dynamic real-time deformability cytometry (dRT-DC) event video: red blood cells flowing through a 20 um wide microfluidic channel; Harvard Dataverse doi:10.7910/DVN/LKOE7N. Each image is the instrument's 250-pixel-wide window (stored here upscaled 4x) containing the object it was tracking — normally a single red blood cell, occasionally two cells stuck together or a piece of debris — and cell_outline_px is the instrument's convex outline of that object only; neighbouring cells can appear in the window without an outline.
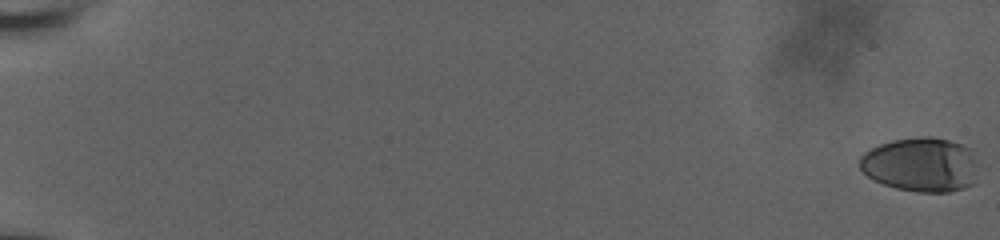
{"species": "human", "species_latin": "Homo sapiens", "temperature_condition": "room temperature", "stored_images_in_passage": 61, "camera_frame_rate_fps": 3000, "um_per_image_px": 0.085, "donor": {"sex": "male"}, "frame": {"image": 1, "passage_image": 1, "time_ms": 0.0, "image_size_px": [1000, 240], "cell_outline_px": [[980, 164], [972, 184], [964, 188], [948, 192], [920, 192], [896, 188], [884, 184], [868, 176], [860, 168], [860, 156], [864, 152], [880, 144], [892, 140], [920, 136], [928, 136], [948, 140], [972, 148]], "centroid_in_image_um": [78.33, 13.98], "position_along_channel_um": 6.7, "area_um2": 37.86}}
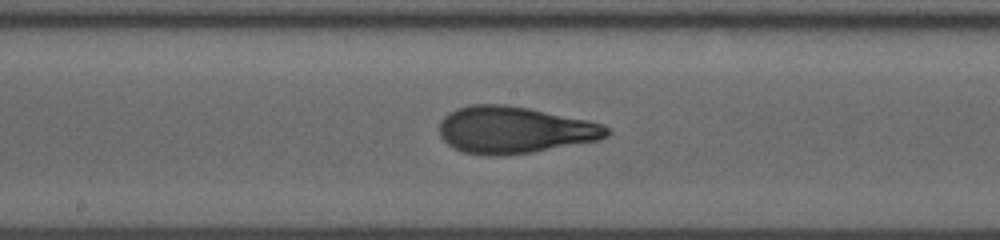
{"frame": {"image": 2, "passage_image": 36, "time_ms": 11.667, "image_size_px": [1000, 240], "cell_outline_px": [[612, 132], [608, 136], [600, 140], [532, 152], [500, 156], [484, 156], [464, 152], [448, 144], [440, 136], [440, 120], [448, 112], [456, 108], [472, 104], [504, 104], [528, 108], [588, 120], [604, 124], [612, 128]], "centroid_in_image_um": [43.75, 11.04], "position_along_channel_um": 204.4, "area_um2": 46.12}}
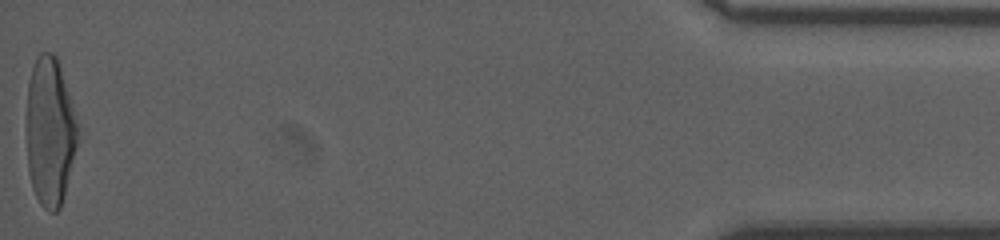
{"frame": {"image": 3, "passage_image": 61, "time_ms": 20.0, "image_size_px": [1000, 240], "cell_outline_px": [[80, 128], [64, 196], [60, 208], [56, 212], [48, 212], [40, 204], [32, 188], [28, 172], [24, 128], [28, 84], [32, 68], [36, 56], [40, 52], [52, 52], [56, 56]], "centroid_in_image_um": [4.2, 11.19], "position_along_channel_um": 431.0, "area_um2": 45.14}, "authors_computed_cell_mechanics": {"area_um2": 43.5234, "velocity_mm_per_s": 3.7432, "shape_relaxation_time_tau1_ms": 5.6793, "shape_relaxation_time_tau2_ms": 1.019, "deformation_change_tau1": 0.2433, "deformation_change_tau2": 0.0927}}